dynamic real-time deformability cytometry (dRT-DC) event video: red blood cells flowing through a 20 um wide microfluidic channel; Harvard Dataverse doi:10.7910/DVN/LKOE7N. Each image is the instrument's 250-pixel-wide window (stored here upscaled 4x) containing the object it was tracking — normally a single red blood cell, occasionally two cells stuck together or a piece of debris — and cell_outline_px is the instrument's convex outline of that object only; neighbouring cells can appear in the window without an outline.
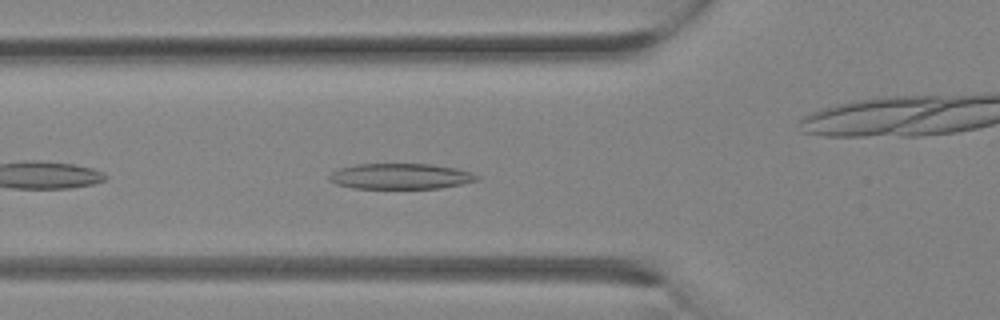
{"species": "Egyptian fruit bat (a non-hibernating species)", "species_latin": "Rousettus aegyptiacus", "temperature_condition": "room temperature", "stored_images_in_passage": 12, "camera_frame_rate_fps": 3000, "um_per_image_px": 0.085, "animal": {"sex": "female"}, "frame": {"image": 1, "passage_image": 9, "time_ms": 2.667, "image_size_px": [1000, 320], "cell_outline_px": [[480, 180], [440, 188], [352, 188], [336, 184], [328, 180], [328, 176], [332, 172], [340, 168], [356, 164], [432, 164], [456, 168], [472, 172], [480, 176]], "centroid_in_image_um": [34.06, 14.98], "position_along_channel_um": 91.7, "area_um2": 22.14}}